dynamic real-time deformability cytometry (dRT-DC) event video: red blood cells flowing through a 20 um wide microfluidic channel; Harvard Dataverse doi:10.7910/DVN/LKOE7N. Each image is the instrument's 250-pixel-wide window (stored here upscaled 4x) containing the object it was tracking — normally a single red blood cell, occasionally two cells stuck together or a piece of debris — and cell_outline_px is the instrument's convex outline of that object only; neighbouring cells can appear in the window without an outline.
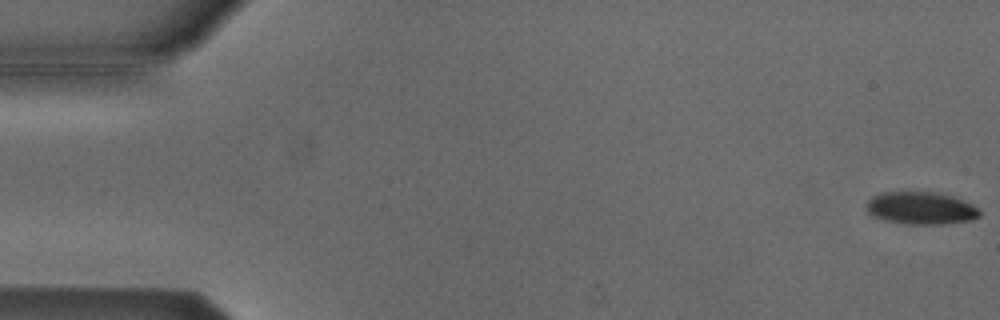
{"species": "Egyptian fruit bat (a non-hibernating species)", "species_latin": "Rousettus aegyptiacus", "temperature_condition": "cold", "stored_images_in_passage": 54, "camera_frame_rate_fps": 3000, "um_per_image_px": 0.085, "animal": {"sex": "male"}, "frame": {"image": 1, "passage_image": 1, "time_ms": 0.0, "image_size_px": [1000, 320], "cell_outline_px": [[980, 216], [972, 220], [948, 224], [904, 224], [884, 220], [872, 216], [864, 208], [864, 204], [872, 196], [880, 192], [932, 192], [952, 196], [972, 204], [980, 208]], "centroid_in_image_um": [78.25, 17.7], "position_along_channel_um": 6.8, "area_um2": 21.79}}
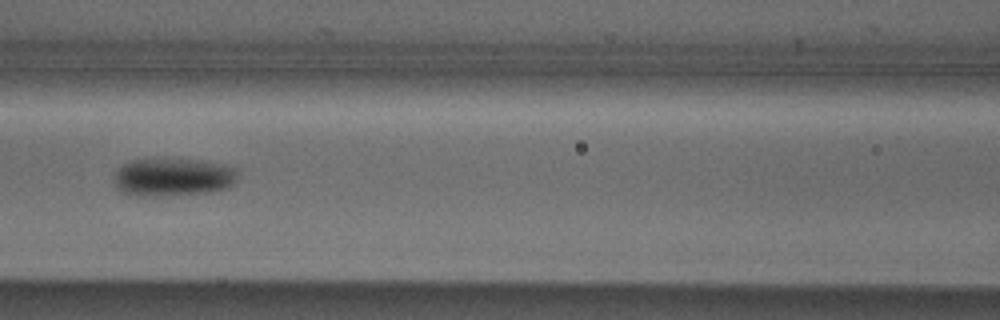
{"frame": {"image": 2, "passage_image": 24, "time_ms": 7.667, "image_size_px": [1000, 320], "cell_outline_px": [[236, 180], [228, 188], [212, 192], [156, 196], [136, 196], [124, 192], [116, 188], [112, 176], [112, 172], [124, 164], [132, 160], [160, 156], [164, 156], [200, 160], [220, 164], [236, 168]], "centroid_in_image_um": [14.64, 15.02], "position_along_channel_um": 152.0, "area_um2": 28.38}}
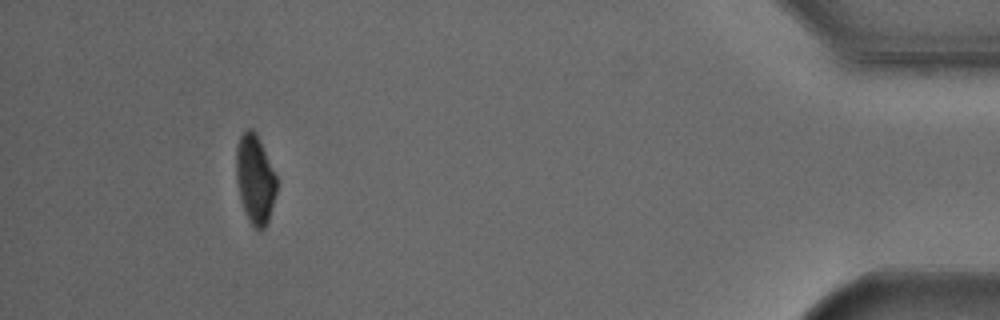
{"frame": {"image": 3, "passage_image": 50, "time_ms": 16.333, "image_size_px": [1000, 320], "cell_outline_px": [[276, 192], [268, 220], [264, 228], [260, 232], [248, 220], [244, 212], [236, 180], [236, 148], [240, 136], [248, 128], [252, 128], [256, 132], [276, 176]], "centroid_in_image_um": [21.66, 15.23], "position_along_channel_um": 413.5, "area_um2": 20.75}, "authors_computed_cell_mechanics": {"area_um2": 23.6402, "velocity_mm_per_s": 3.8042, "shape_relaxation_time_tau1_ms": 2.7488, "shape_relaxation_time_tau2_ms": null, "deformation_change_tau1": 0.094, "deformation_change_tau2": null}}